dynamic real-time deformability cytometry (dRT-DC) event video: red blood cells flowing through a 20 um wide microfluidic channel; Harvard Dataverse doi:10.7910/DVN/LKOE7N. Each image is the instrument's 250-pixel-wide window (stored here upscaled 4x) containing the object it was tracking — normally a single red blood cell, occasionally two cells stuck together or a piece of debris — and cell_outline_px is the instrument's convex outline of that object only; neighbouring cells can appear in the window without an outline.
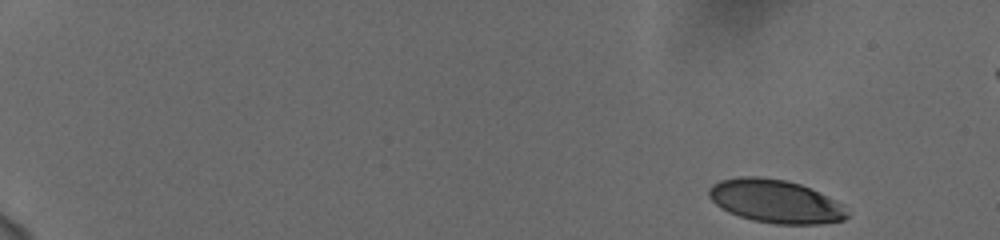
{"species": "human", "species_latin": "Homo sapiens", "temperature_condition": "cold", "stored_images_in_passage": 53, "camera_frame_rate_fps": 3000, "um_per_image_px": 0.085, "donor": {"sex": "female"}, "frame": {"image": 1, "passage_image": 1, "time_ms": 0.0, "image_size_px": [1000, 240], "cell_outline_px": [[848, 216], [844, 220], [820, 224], [776, 224], [752, 220], [728, 212], [720, 208], [708, 196], [708, 188], [712, 184], [720, 180], [740, 176], [756, 176], [784, 180], [800, 184], [844, 204]], "centroid_in_image_um": [65.89, 17.11], "position_along_channel_um": 19.1, "area_um2": 34.85}}
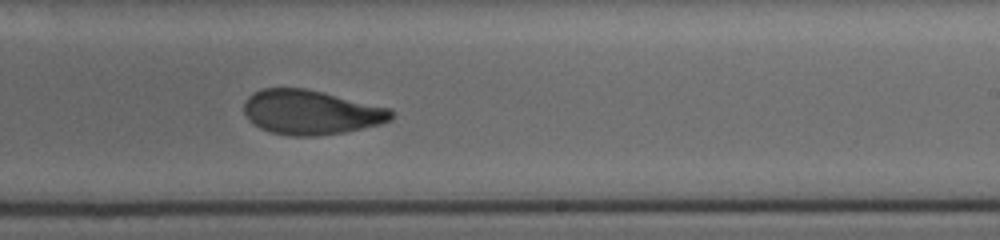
{"frame": {"image": 2, "passage_image": 34, "time_ms": 11.0, "image_size_px": [1000, 240], "cell_outline_px": [[392, 120], [380, 124], [344, 132], [312, 136], [292, 136], [272, 132], [260, 128], [252, 124], [248, 120], [244, 112], [244, 104], [248, 96], [252, 92], [264, 88], [304, 88], [392, 108]], "centroid_in_image_um": [26.41, 9.54], "position_along_channel_um": 262.6, "area_um2": 38.15}}
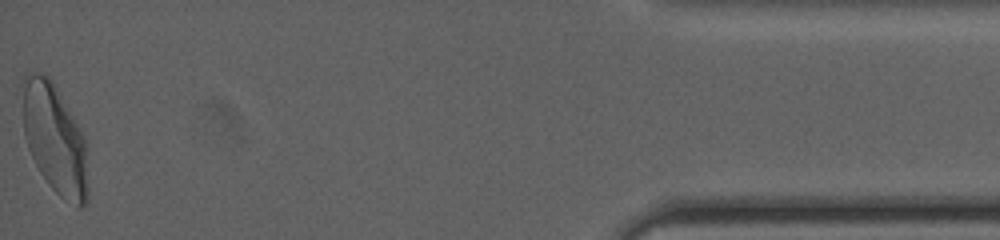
{"frame": {"image": 3, "passage_image": 53, "time_ms": 17.333, "image_size_px": [1000, 240], "cell_outline_px": [[88, 200], [80, 208], [76, 208], [60, 196], [48, 184], [40, 172], [28, 148], [24, 132], [24, 72], [44, 72], [48, 76], [56, 88], [80, 128], [84, 136], [88, 148]], "centroid_in_image_um": [4.7, 11.86], "position_along_channel_um": 430.5, "area_um2": 41.91}, "authors_computed_cell_mechanics": {"area_um2": 38.148, "velocity_mm_per_s": 3.7492, "shape_relaxation_time_tau1_ms": 4.8654, "shape_relaxation_time_tau2_ms": 1.765, "deformation_change_tau1": 0.1767, "deformation_change_tau2": 0.0761}}